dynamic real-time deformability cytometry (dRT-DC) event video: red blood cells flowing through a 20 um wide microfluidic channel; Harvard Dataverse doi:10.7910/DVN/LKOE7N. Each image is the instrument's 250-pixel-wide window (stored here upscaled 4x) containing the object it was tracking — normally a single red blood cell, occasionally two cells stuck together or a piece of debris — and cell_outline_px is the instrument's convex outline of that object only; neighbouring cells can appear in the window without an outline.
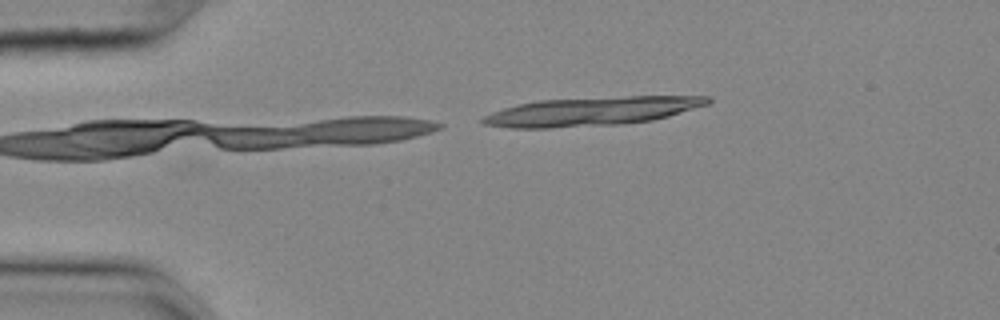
{"species": "common noctule bat (a hibernating species)", "species_latin": "Nyctalus noctula", "temperature_condition": "cold", "stored_images_in_passage": 9, "camera_frame_rate_fps": 3000, "um_per_image_px": 0.085, "animal": {"sex": "female", "body_mass_g": 25.1}, "frame": {"image": 1, "passage_image": 1, "time_ms": 0.0, "image_size_px": [1000, 320], "cell_outline_px": [[712, 100], [708, 104], [668, 116], [652, 120], [620, 124], [552, 128], [508, 128], [484, 124], [480, 120], [484, 116], [492, 112], [516, 104], [540, 100], [628, 96], [708, 96]], "centroid_in_image_um": [50.26, 9.46], "position_along_channel_um": 34.7, "area_um2": 37.51}}